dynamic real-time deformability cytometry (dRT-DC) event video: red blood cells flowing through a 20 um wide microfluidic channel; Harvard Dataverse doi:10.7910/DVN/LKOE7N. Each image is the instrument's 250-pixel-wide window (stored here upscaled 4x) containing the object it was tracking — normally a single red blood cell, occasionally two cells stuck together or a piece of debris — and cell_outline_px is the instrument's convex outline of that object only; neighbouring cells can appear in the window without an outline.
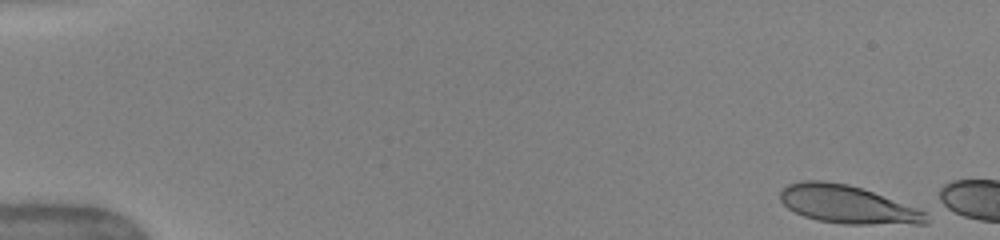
{"species": "human", "species_latin": "Homo sapiens", "temperature_condition": "warm", "stored_images_in_passage": 14, "camera_frame_rate_fps": 3000, "um_per_image_px": 0.085, "donor": {"sex": "female"}, "frame": {"image": 1, "passage_image": 1, "time_ms": 0.0, "image_size_px": [1000, 240], "cell_outline_px": [[928, 224], [844, 224], [816, 220], [804, 216], [788, 208], [780, 200], [780, 192], [788, 184], [800, 180], [824, 180], [848, 184], [872, 192], [916, 208], [924, 212], [928, 220]], "centroid_in_image_um": [71.99, 17.38], "position_along_channel_um": 13.0, "area_um2": 32.08}}
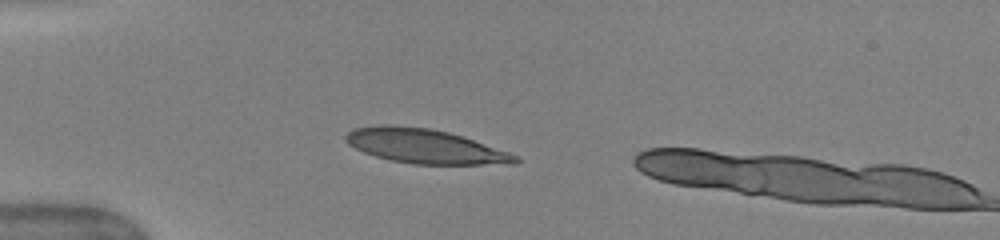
{"frame": {"image": 2, "passage_image": 13, "time_ms": 4.0, "image_size_px": [1000, 240], "cell_outline_px": [[520, 160], [516, 164], [412, 164], [392, 160], [376, 156], [364, 152], [348, 144], [344, 140], [344, 136], [352, 128], [380, 124], [384, 124], [428, 128], [448, 132], [520, 156]], "centroid_in_image_um": [36.08, 12.43], "position_along_channel_um": 48.9, "area_um2": 33.7}}